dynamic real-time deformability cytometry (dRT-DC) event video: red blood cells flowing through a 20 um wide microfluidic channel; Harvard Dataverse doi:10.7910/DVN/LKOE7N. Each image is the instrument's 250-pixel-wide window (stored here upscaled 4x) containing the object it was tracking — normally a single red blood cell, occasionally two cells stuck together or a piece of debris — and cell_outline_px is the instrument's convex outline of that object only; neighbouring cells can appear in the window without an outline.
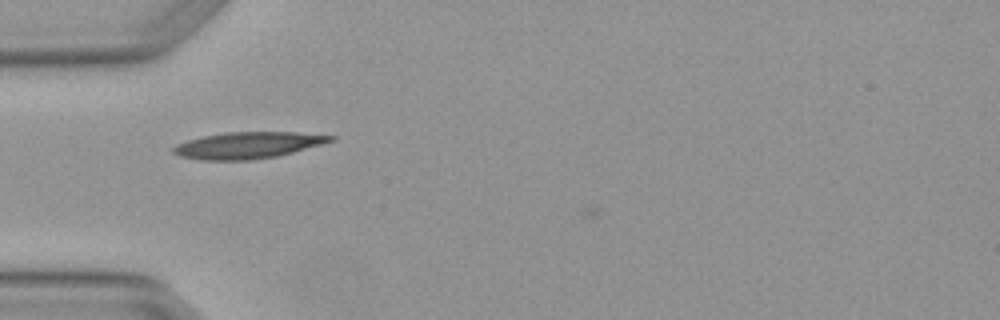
{"species": "Egyptian fruit bat (a non-hibernating species)", "species_latin": "Rousettus aegyptiacus", "temperature_condition": "warm", "stored_images_in_passage": 4, "camera_frame_rate_fps": 3000, "um_per_image_px": 0.085, "animal": {"sex": "female"}, "frame": {"image": 1, "passage_image": 1, "time_ms": 0.0, "image_size_px": [1000, 320], "cell_outline_px": [[336, 140], [324, 144], [276, 156], [252, 160], [200, 160], [180, 156], [172, 152], [172, 148], [176, 144], [188, 140], [204, 136], [224, 132], [296, 132], [336, 136]], "centroid_in_image_um": [21.09, 12.34], "position_along_channel_um": 63.9, "area_um2": 24.33}}
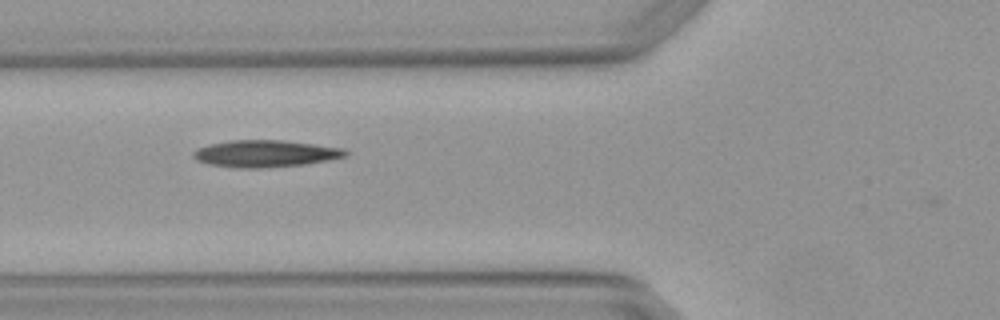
{"frame": {"image": 2, "passage_image": 2, "time_ms": 0.333, "image_size_px": [1000, 320], "cell_outline_px": [[348, 156], [328, 160], [304, 164], [260, 168], [240, 168], [208, 164], [196, 160], [192, 156], [192, 152], [196, 148], [212, 144], [232, 140], [284, 140], [344, 148], [348, 152]], "centroid_in_image_um": [22.55, 13.05], "position_along_channel_um": 103.2, "area_um2": 23.87}}